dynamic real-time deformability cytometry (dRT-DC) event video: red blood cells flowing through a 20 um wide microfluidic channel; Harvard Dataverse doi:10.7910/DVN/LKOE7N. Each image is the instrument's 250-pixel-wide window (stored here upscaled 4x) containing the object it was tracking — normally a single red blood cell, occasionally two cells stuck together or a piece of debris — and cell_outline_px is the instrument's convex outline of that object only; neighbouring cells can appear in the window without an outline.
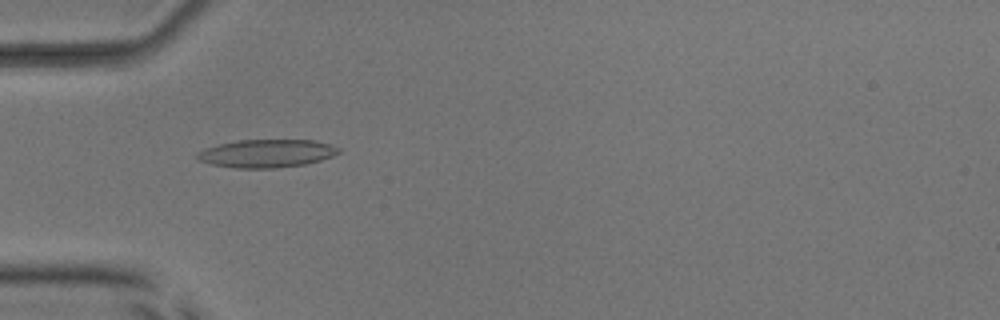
{"species": "common noctule bat (a hibernating species)", "species_latin": "Nyctalus noctula", "temperature_condition": "room temperature", "stored_images_in_passage": 47, "camera_frame_rate_fps": 3000, "um_per_image_px": 0.085, "animal": {"sex": "male", "body_mass_g": 17.9, "forearm_length_mm": 54.2}, "frame": {"image": 1, "passage_image": 11, "time_ms": 3.333, "image_size_px": [1000, 320], "cell_outline_px": [[340, 152], [332, 156], [320, 160], [304, 164], [276, 168], [236, 168], [212, 164], [200, 160], [196, 156], [196, 152], [204, 148], [220, 144], [240, 140], [312, 140], [332, 144], [340, 148]], "centroid_in_image_um": [22.68, 13.04], "position_along_channel_um": 62.3, "area_um2": 23.0}}
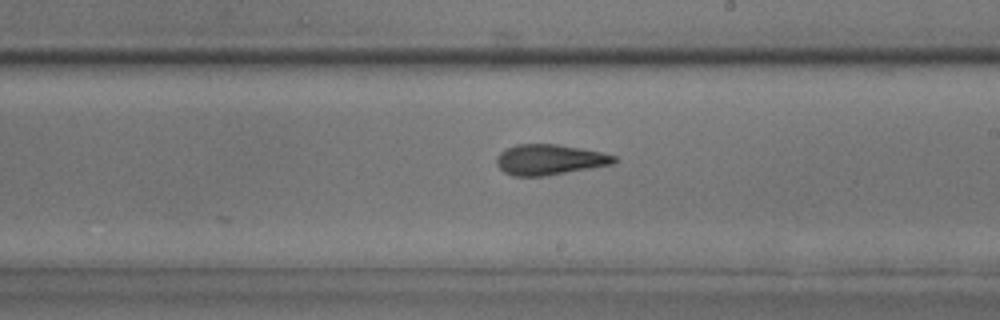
{"frame": {"image": 2, "passage_image": 25, "time_ms": 8.0, "image_size_px": [1000, 320], "cell_outline_px": [[616, 160], [612, 164], [544, 176], [512, 176], [504, 172], [496, 164], [496, 156], [500, 152], [516, 144], [556, 144], [580, 148], [600, 152], [616, 156]], "centroid_in_image_um": [46.66, 13.57], "position_along_channel_um": 242.3, "area_um2": 20.69}}
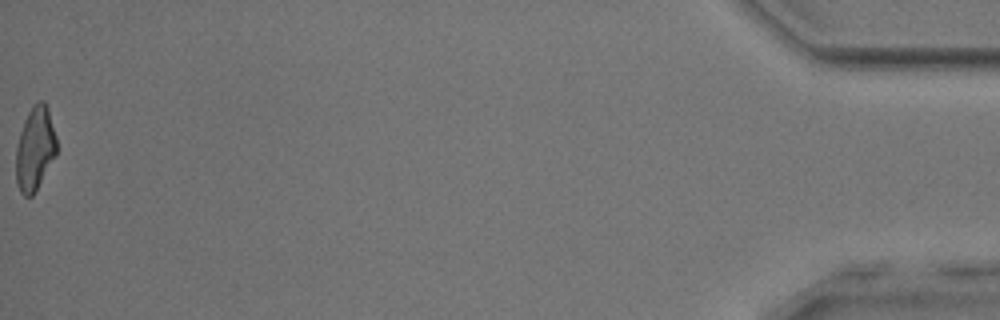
{"frame": {"image": 3, "passage_image": 47, "time_ms": 15.333, "image_size_px": [1000, 320], "cell_outline_px": [[56, 156], [32, 196], [24, 196], [20, 192], [16, 180], [16, 144], [24, 120], [32, 104], [36, 100], [44, 100], [48, 108], [56, 136]], "centroid_in_image_um": [2.97, 12.6], "position_along_channel_um": 432.2, "area_um2": 19.94}, "authors_computed_cell_mechanics": {"area_um2": 20.7502, "velocity_mm_per_s": 3.9328, "shape_relaxation_time_tau1_ms": 7.1573, "shape_relaxation_time_tau2_ms": 1.7682, "deformation_change_tau1": 0.1977, "deformation_change_tau2": 0.1107}}